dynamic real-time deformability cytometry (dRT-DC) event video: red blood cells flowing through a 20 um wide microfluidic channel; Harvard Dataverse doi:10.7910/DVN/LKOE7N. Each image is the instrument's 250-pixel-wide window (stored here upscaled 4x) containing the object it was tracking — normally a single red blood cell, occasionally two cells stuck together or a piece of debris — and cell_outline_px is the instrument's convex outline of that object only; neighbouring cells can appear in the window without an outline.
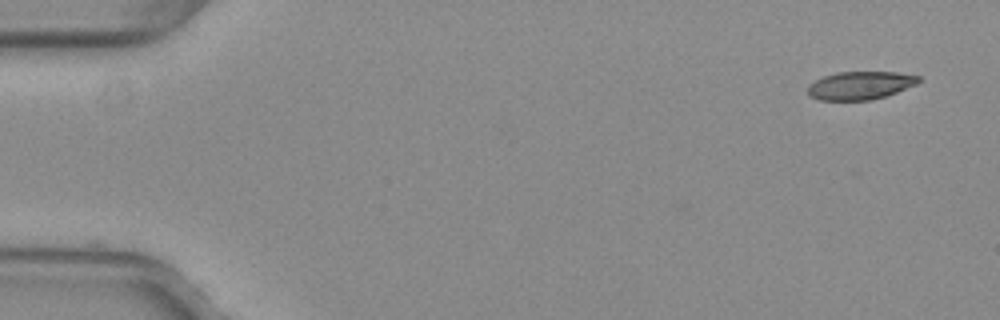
{"species": "common noctule bat (a hibernating species)", "species_latin": "Nyctalus noctula", "temperature_condition": "warm", "stored_images_in_passage": 50, "camera_frame_rate_fps": 3000, "um_per_image_px": 0.085, "animal": {"sex": "female", "body_mass_g": 29.2, "forearm_length_mm": 56.3}, "frame": {"image": 1, "passage_image": 1, "time_ms": 0.0, "image_size_px": [1000, 320], "cell_outline_px": [[920, 80], [916, 84], [896, 92], [872, 100], [820, 100], [808, 96], [808, 84], [824, 76], [836, 72], [896, 72], [920, 76]], "centroid_in_image_um": [73.09, 7.26], "position_along_channel_um": 11.9, "area_um2": 18.09}}
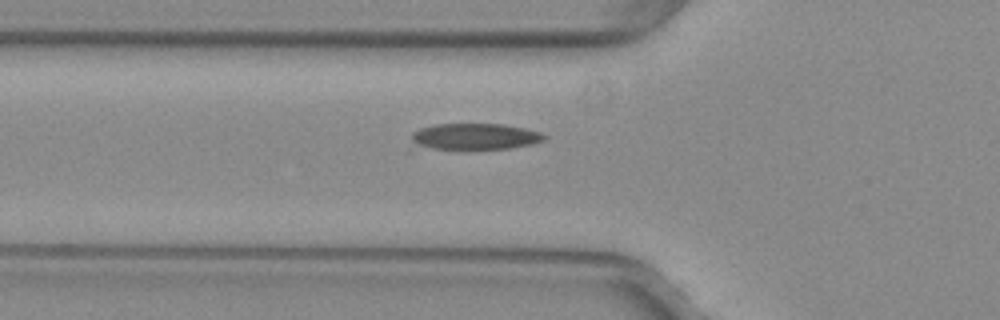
{"frame": {"image": 2, "passage_image": 17, "time_ms": 5.333, "image_size_px": [1000, 320], "cell_outline_px": [[548, 136], [544, 140], [532, 144], [512, 148], [408, 152], [412, 132], [420, 128], [436, 124], [504, 124], [524, 128], [540, 132]], "centroid_in_image_um": [40.1, 11.68], "position_along_channel_um": 85.7, "area_um2": 22.02}}
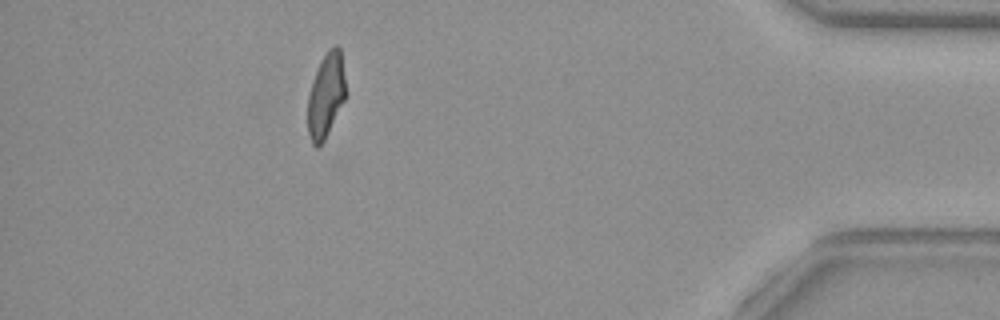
{"frame": {"image": 3, "passage_image": 45, "time_ms": 14.667, "image_size_px": [1000, 320], "cell_outline_px": [[344, 100], [324, 140], [316, 148], [312, 144], [308, 132], [308, 96], [320, 60], [328, 48], [336, 44], [340, 48], [344, 76]], "centroid_in_image_um": [27.69, 8.08], "position_along_channel_um": 407.5, "area_um2": 18.21}, "authors_computed_cell_mechanics": {"area_um2": 20.1433, "velocity_mm_per_s": 4.0151, "shape_relaxation_time_tau1_ms": 2.6299, "shape_relaxation_time_tau2_ms": 2.6813, "deformation_change_tau1": 0.0955, "deformation_change_tau2": 0.0463}}